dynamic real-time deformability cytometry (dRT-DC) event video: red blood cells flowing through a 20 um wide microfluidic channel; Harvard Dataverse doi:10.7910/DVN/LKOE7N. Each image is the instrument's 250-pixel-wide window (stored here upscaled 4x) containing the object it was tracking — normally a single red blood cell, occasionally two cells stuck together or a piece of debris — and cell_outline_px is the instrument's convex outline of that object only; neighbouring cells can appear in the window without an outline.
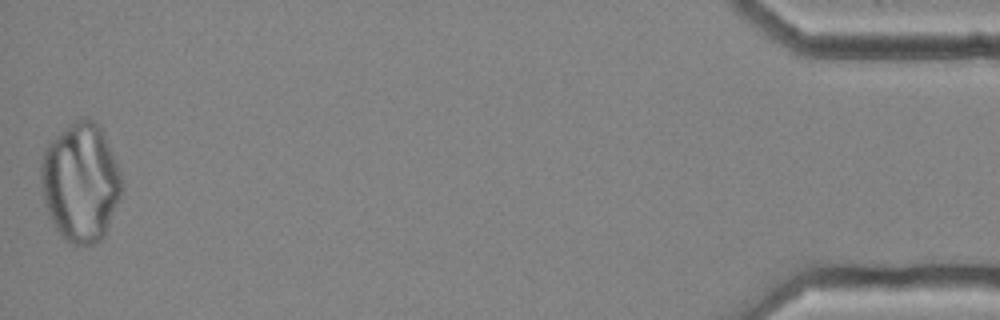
{"species": "common noctule bat (a hibernating species)", "species_latin": "Nyctalus noctula", "temperature_condition": "cold", "stored_images_in_passage": 45, "camera_frame_rate_fps": 3000, "um_per_image_px": 0.085, "animal": {"sex": "female", "body_mass_g": 25.1}, "frame": {"image": 1, "passage_image": 45, "time_ms": 14.667, "image_size_px": [1000, 320], "cell_outline_px": [[124, 188], [104, 236], [100, 240], [92, 244], [76, 248], [64, 240], [56, 228], [44, 204], [40, 184], [40, 160], [44, 148], [48, 140], [80, 116], [88, 116], [100, 128], [116, 160], [124, 184]], "centroid_in_image_um": [6.83, 15.49], "position_along_channel_um": 428.4, "area_um2": 56.88}}